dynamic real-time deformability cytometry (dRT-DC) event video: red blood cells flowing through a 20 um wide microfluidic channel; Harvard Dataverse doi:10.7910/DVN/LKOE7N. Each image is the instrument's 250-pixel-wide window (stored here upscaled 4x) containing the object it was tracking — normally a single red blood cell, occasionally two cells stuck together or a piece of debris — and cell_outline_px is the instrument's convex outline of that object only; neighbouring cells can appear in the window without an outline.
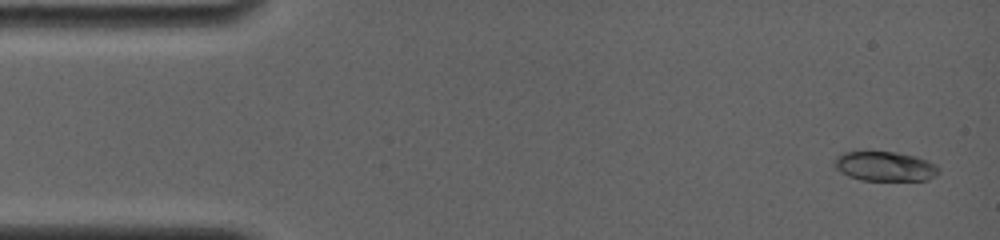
{"species": "common noctule bat (a hibernating species)", "species_latin": "Nyctalus noctula", "temperature_condition": "room temperature", "stored_images_in_passage": 16, "camera_frame_rate_fps": 4000, "um_per_image_px": 0.085, "animal": {"sex": "female", "body_mass_g": 19.0, "forearm_length_mm": 56.7}, "frame": {"image": 1, "passage_image": 2, "time_ms": 0.5, "image_size_px": [1000, 240], "cell_outline_px": [[940, 172], [936, 176], [928, 180], [860, 180], [848, 176], [840, 172], [832, 164], [832, 160], [836, 156], [844, 152], [896, 152], [916, 156], [928, 160], [936, 164], [940, 168]], "centroid_in_image_um": [75.23, 14.14], "position_along_channel_um": 9.8, "area_um2": 18.26}}
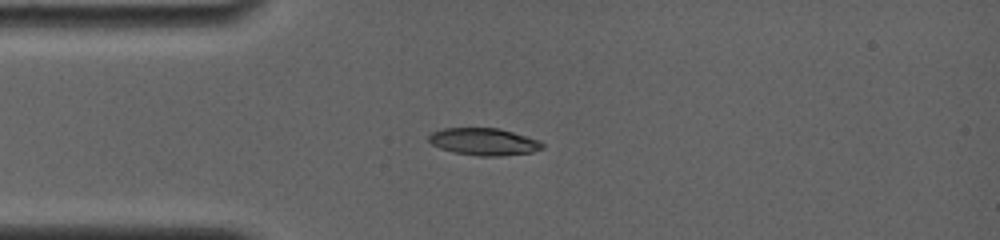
{"frame": {"image": 2, "passage_image": 12, "time_ms": 4.0, "image_size_px": [1000, 240], "cell_outline_px": [[544, 148], [532, 152], [500, 156], [480, 156], [456, 152], [440, 148], [432, 144], [428, 140], [428, 136], [432, 132], [444, 128], [500, 128], [540, 140], [544, 144]], "centroid_in_image_um": [41.16, 12.04], "position_along_channel_um": 43.8, "area_um2": 17.98}}